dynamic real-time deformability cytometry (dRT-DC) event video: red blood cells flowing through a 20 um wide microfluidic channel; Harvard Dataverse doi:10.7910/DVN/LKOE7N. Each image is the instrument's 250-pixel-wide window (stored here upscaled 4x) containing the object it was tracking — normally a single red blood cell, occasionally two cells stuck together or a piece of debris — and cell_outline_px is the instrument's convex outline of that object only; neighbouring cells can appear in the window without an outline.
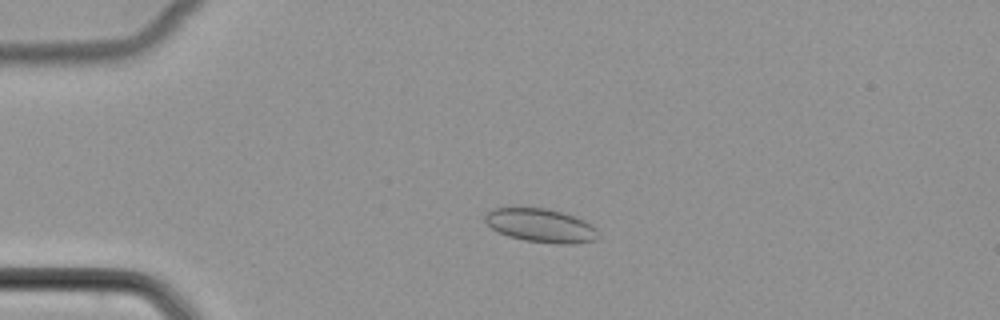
{"species": "common noctule bat (a hibernating species)", "species_latin": "Nyctalus noctula", "temperature_condition": "cold", "stored_images_in_passage": 52, "camera_frame_rate_fps": 3000, "um_per_image_px": 0.085, "animal": {"sex": "female", "body_mass_g": 22.7, "forearm_length_mm": 54.2}, "frame": {"image": 1, "passage_image": 13, "time_ms": 4.0, "image_size_px": [1000, 320], "cell_outline_px": [[600, 236], [596, 240], [572, 244], [560, 244], [524, 240], [508, 236], [492, 228], [484, 220], [484, 216], [492, 208], [512, 204], [548, 208], [576, 216], [592, 224], [600, 232]], "centroid_in_image_um": [45.96, 19.11], "position_along_channel_um": 39.0, "area_um2": 23.12}}
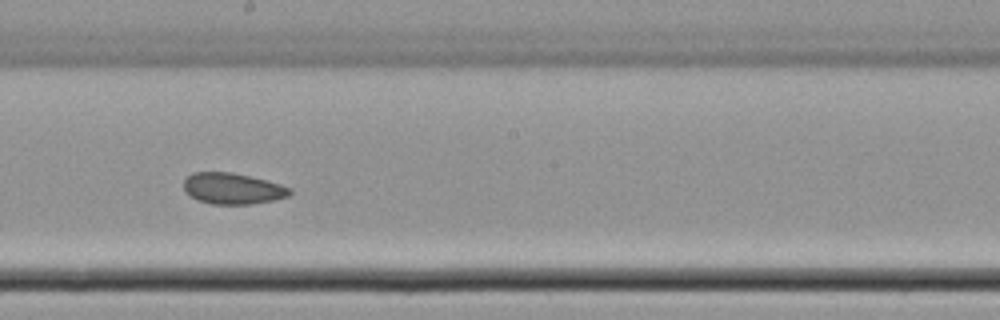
{"frame": {"image": 2, "passage_image": 30, "time_ms": 9.667, "image_size_px": [1000, 320], "cell_outline_px": [[292, 192], [288, 196], [272, 200], [252, 204], [212, 204], [196, 200], [184, 192], [184, 176], [192, 172], [232, 172], [280, 184], [292, 188]], "centroid_in_image_um": [19.72, 16.02], "position_along_channel_um": 228.5, "area_um2": 19.36}}
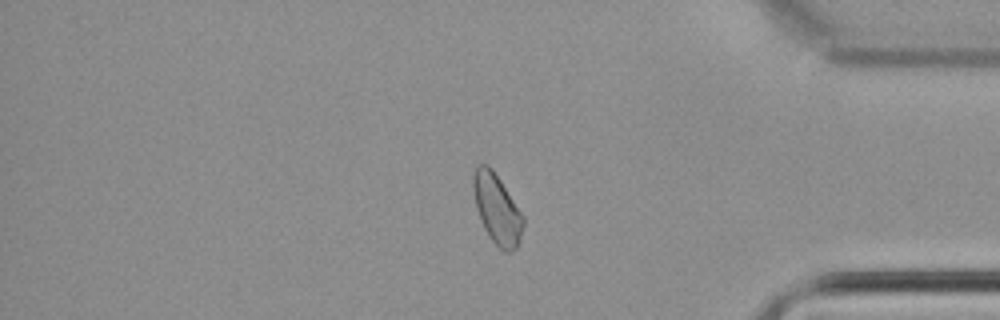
{"frame": {"image": 3, "passage_image": 44, "time_ms": 14.333, "image_size_px": [1000, 320], "cell_outline_px": [[524, 224], [520, 240], [516, 248], [512, 252], [504, 252], [492, 240], [484, 228], [480, 220], [476, 208], [472, 188], [472, 176], [476, 164], [488, 164], [492, 168], [524, 216]], "centroid_in_image_um": [42.23, 17.75], "position_along_channel_um": 393.0, "area_um2": 20.46}}